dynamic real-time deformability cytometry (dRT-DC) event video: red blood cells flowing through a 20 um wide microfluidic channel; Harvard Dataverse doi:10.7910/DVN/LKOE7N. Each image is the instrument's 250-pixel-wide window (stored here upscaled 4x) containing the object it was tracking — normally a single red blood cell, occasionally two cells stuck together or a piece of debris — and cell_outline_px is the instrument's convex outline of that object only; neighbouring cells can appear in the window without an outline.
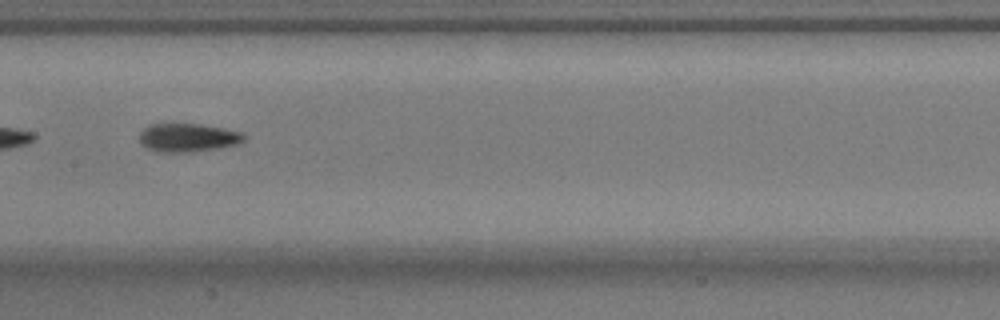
{"species": "common noctule bat (a hibernating species)", "species_latin": "Nyctalus noctula", "temperature_condition": "warm", "stored_images_in_passage": 54, "segment_of_instrument_passage": [2, 2], "camera_frame_rate_fps": 3000, "um_per_image_px": 0.085, "animal": {"sex": "male", "body_mass_g": 17.9}, "frame": {"image": 1, "passage_image": 27, "time_ms": 8.667, "image_size_px": [1000, 320], "cell_outline_px": [[244, 140], [236, 144], [216, 148], [184, 152], [160, 152], [144, 148], [140, 144], [140, 132], [148, 124], [200, 124], [224, 128], [244, 132]], "centroid_in_image_um": [15.93, 11.69], "position_along_channel_um": 191.5, "area_um2": 17.28}}
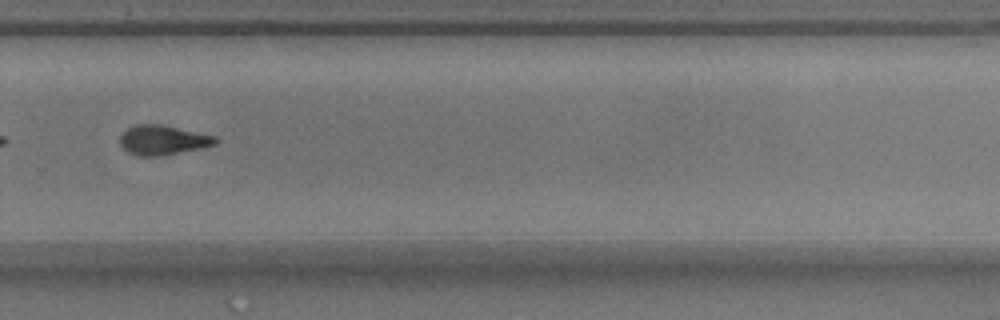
{"frame": {"image": 2, "passage_image": 37, "time_ms": 12.0, "image_size_px": [1000, 320], "cell_outline_px": [[220, 140], [216, 144], [204, 148], [160, 156], [140, 156], [128, 152], [120, 144], [120, 136], [128, 128], [136, 124], [160, 124], [216, 136]], "centroid_in_image_um": [13.88, 11.91], "position_along_channel_um": 315.9, "area_um2": 16.53}}
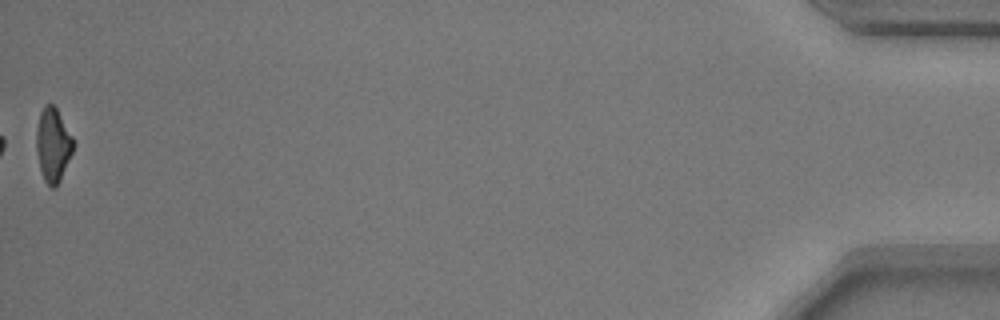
{"frame": {"image": 3, "passage_image": 54, "time_ms": 17.667, "image_size_px": [1000, 320], "cell_outline_px": [[72, 152], [60, 180], [56, 188], [52, 188], [44, 180], [40, 168], [36, 148], [36, 132], [40, 112], [44, 104], [52, 104], [56, 108], [72, 136]], "centroid_in_image_um": [4.48, 12.31], "position_along_channel_um": 430.7, "area_um2": 15.55}}